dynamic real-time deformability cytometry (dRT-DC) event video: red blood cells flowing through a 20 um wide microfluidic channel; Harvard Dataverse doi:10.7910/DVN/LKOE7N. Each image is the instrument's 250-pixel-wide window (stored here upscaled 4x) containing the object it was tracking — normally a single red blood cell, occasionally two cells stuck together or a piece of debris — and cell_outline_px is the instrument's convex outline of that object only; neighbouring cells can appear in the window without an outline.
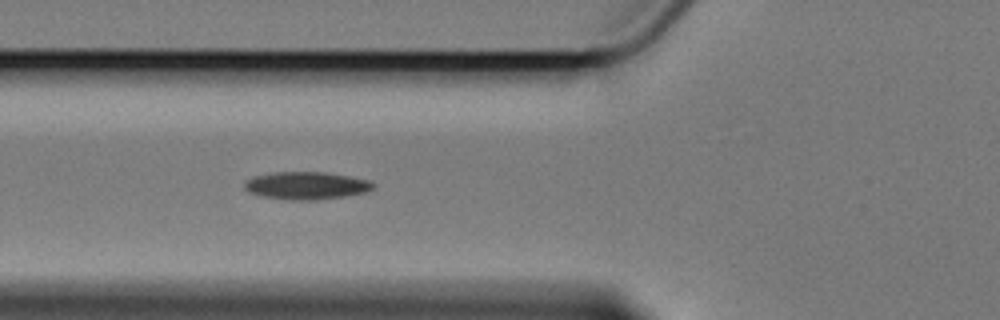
{"species": "Egyptian fruit bat (a non-hibernating species)", "species_latin": "Rousettus aegyptiacus", "temperature_condition": "cold", "stored_images_in_passage": 3, "camera_frame_rate_fps": 3000, "um_per_image_px": 0.085, "animal": {"sex": "female"}, "frame": {"image": 1, "passage_image": 3, "time_ms": 2.333, "image_size_px": [1000, 320], "cell_outline_px": [[376, 188], [368, 192], [348, 196], [316, 200], [288, 200], [260, 196], [248, 192], [244, 188], [244, 180], [256, 176], [276, 172], [324, 172], [372, 180], [376, 184]], "centroid_in_image_um": [26.09, 15.79], "position_along_channel_um": 99.7, "area_um2": 21.1}}